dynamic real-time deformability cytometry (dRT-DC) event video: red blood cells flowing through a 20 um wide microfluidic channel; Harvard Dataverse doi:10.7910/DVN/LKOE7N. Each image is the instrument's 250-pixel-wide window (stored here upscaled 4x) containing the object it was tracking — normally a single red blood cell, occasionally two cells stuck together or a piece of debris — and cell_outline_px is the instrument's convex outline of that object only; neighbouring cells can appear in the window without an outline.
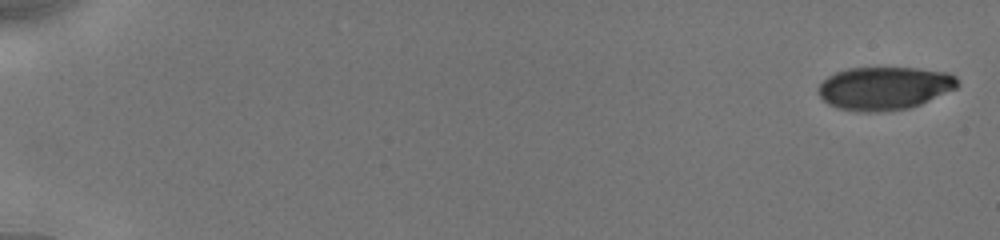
{"species": "human", "species_latin": "Homo sapiens", "temperature_condition": "cold", "stored_images_in_passage": 36, "camera_frame_rate_fps": 3000, "um_per_image_px": 0.085, "donor": {"sex": "male"}, "frame": {"image": 1, "passage_image": 1, "time_ms": 0.0, "image_size_px": [1000, 240], "cell_outline_px": [[960, 84], [956, 88], [912, 108], [884, 112], [860, 112], [836, 108], [828, 104], [816, 92], [816, 88], [828, 76], [836, 72], [848, 68], [916, 68], [948, 72], [956, 76]], "centroid_in_image_um": [75.17, 7.51], "position_along_channel_um": 9.8, "area_um2": 35.37}}
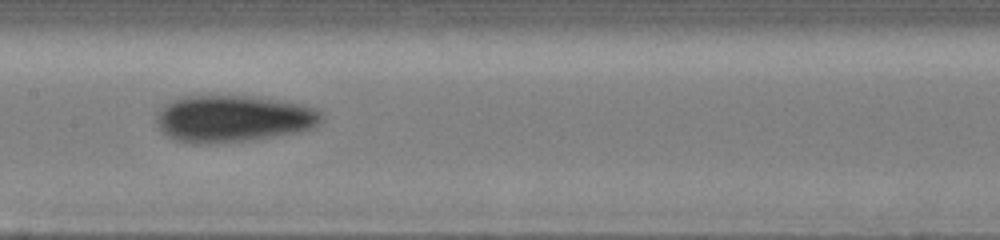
{"frame": {"image": 2, "passage_image": 20, "time_ms": 9.333, "image_size_px": [1000, 240], "cell_outline_px": [[324, 120], [316, 128], [296, 132], [248, 140], [204, 144], [192, 144], [172, 140], [156, 124], [156, 112], [164, 104], [180, 96], [256, 96], [300, 104], [320, 108], [324, 112]], "centroid_in_image_um": [19.84, 10.08], "position_along_channel_um": 187.6, "area_um2": 45.72}}
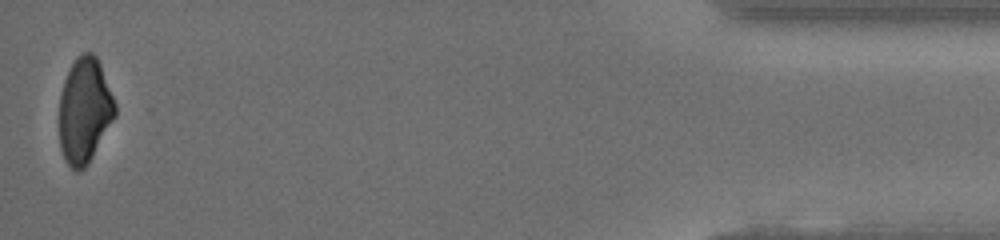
{"frame": {"image": 3, "passage_image": 36, "time_ms": 17.333, "image_size_px": [1000, 240], "cell_outline_px": [[116, 116], [88, 164], [80, 172], [76, 172], [68, 164], [60, 148], [60, 96], [64, 80], [76, 56], [84, 52], [92, 52], [96, 56], [100, 64], [116, 104]], "centroid_in_image_um": [7.2, 9.4], "position_along_channel_um": 428.0, "area_um2": 34.16}, "authors_computed_cell_mechanics": {"area_um2": 39.6797, "velocity_mm_per_s": 3.9346, "shape_relaxation_time_tau1_ms": 3.615, "shape_relaxation_time_tau2_ms": 2.5715, "deformation_change_tau1": 0.0939, "deformation_change_tau2": 0.061}}